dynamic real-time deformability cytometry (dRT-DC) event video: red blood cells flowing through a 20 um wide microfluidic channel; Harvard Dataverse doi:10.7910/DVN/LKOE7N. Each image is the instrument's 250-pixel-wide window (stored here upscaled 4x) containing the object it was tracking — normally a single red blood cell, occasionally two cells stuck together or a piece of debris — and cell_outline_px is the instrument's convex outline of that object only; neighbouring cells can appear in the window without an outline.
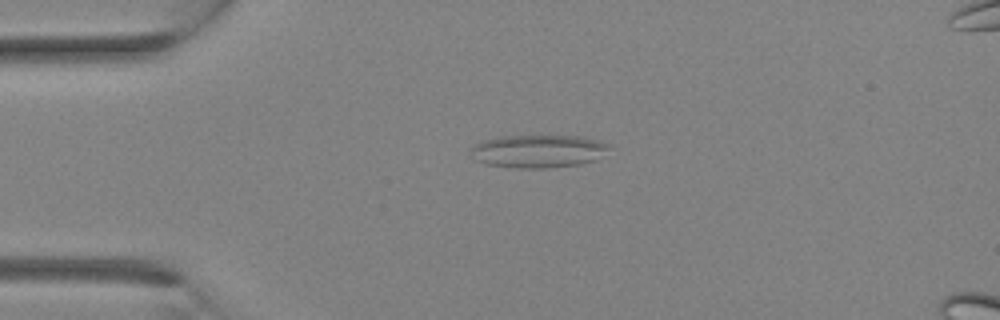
{"species": "Egyptian fruit bat (a non-hibernating species)", "species_latin": "Rousettus aegyptiacus", "temperature_condition": "room temperature", "stored_images_in_passage": 3, "camera_frame_rate_fps": 3000, "um_per_image_px": 0.085, "animal": {"sex": "female"}, "frame": {"image": 1, "passage_image": 2, "time_ms": 1.0, "image_size_px": [1000, 320], "cell_outline_px": [[612, 144], [596, 160], [580, 164], [548, 168], [516, 168], [484, 164], [476, 160], [472, 148], [476, 144], [484, 140], [500, 136], [580, 136]], "centroid_in_image_um": [45.77, 12.85], "position_along_channel_um": 39.2, "area_um2": 26.36}}